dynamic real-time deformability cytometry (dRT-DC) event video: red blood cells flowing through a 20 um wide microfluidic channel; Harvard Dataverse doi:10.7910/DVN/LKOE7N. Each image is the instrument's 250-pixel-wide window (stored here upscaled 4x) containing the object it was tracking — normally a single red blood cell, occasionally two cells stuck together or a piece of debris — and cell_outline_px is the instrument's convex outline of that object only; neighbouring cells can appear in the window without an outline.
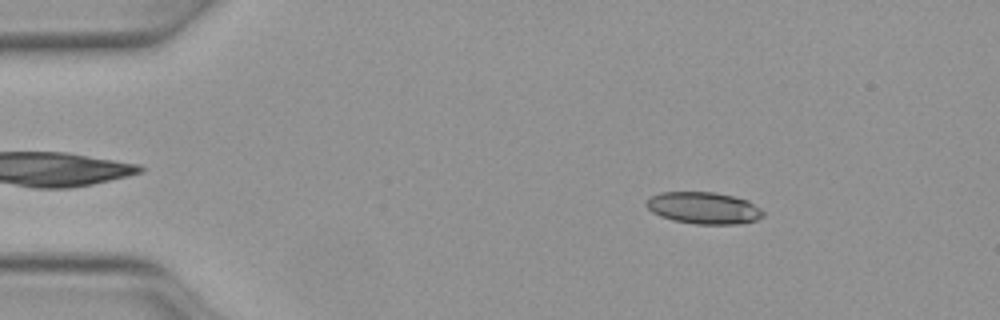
{"species": "Egyptian fruit bat (a non-hibernating species)", "species_latin": "Rousettus aegyptiacus", "temperature_condition": "warm", "stored_images_in_passage": 16, "camera_frame_rate_fps": 3000, "um_per_image_px": 0.085, "animal": {"sex": "female"}, "frame": {"image": 1, "passage_image": 8, "time_ms": 2.333, "image_size_px": [1000, 320], "cell_outline_px": [[764, 216], [756, 220], [736, 224], [696, 224], [672, 220], [660, 216], [652, 212], [644, 204], [652, 196], [660, 192], [716, 192], [748, 200], [760, 208], [764, 212]], "centroid_in_image_um": [59.82, 17.68], "position_along_channel_um": 25.2, "area_um2": 21.68}}
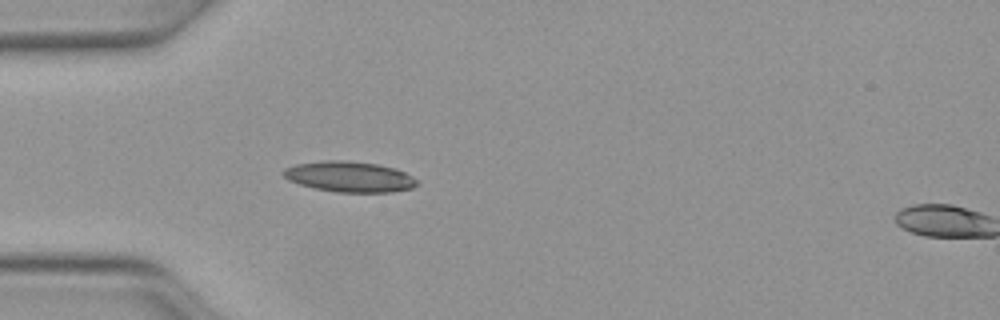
{"frame": {"image": 2, "passage_image": 15, "time_ms": 4.667, "image_size_px": [1000, 320], "cell_outline_px": [[420, 184], [412, 188], [392, 192], [336, 192], [316, 188], [300, 184], [288, 180], [280, 172], [284, 168], [296, 164], [324, 160], [344, 160], [376, 164], [396, 168], [420, 180]], "centroid_in_image_um": [29.73, 15.02], "position_along_channel_um": 55.3, "area_um2": 23.99}}